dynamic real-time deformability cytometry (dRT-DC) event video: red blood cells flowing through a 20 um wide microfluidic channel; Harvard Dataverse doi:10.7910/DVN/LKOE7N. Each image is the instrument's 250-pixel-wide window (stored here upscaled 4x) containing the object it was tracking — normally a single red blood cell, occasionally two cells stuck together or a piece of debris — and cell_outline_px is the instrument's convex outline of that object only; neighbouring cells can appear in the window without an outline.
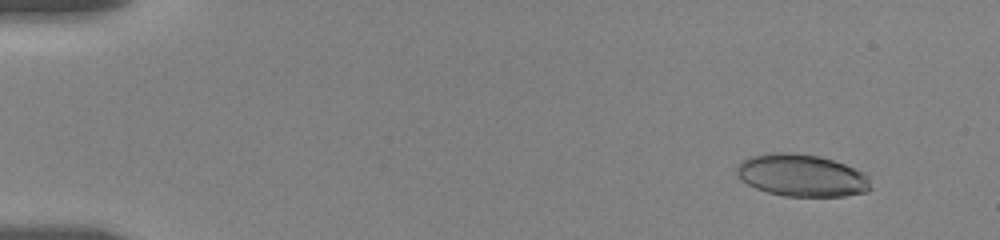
{"species": "human", "species_latin": "Homo sapiens", "temperature_condition": "room temperature", "stored_images_in_passage": 15, "camera_frame_rate_fps": 3000, "um_per_image_px": 0.085, "donor": {"sex": "female"}, "frame": {"image": 1, "passage_image": 4, "time_ms": 1.333, "image_size_px": [1000, 240], "cell_outline_px": [[872, 188], [868, 192], [844, 196], [784, 196], [768, 192], [756, 188], [748, 184], [736, 172], [736, 168], [744, 160], [752, 156], [768, 152], [792, 152], [820, 156], [844, 164], [864, 172], [868, 176]], "centroid_in_image_um": [68.19, 14.91], "position_along_channel_um": 16.8, "area_um2": 32.95}}
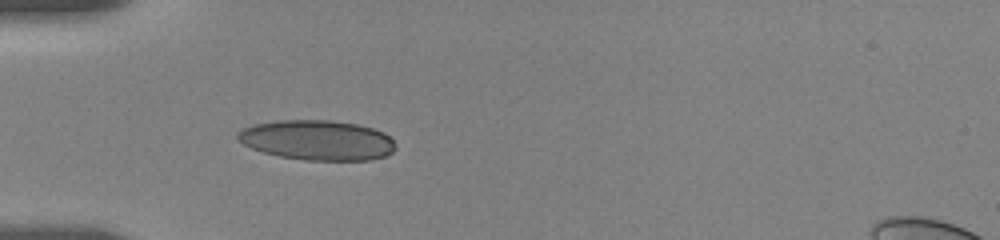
{"frame": {"image": 2, "passage_image": 12, "time_ms": 5.667, "image_size_px": [1000, 240], "cell_outline_px": [[396, 148], [392, 152], [384, 156], [372, 160], [304, 160], [280, 156], [264, 152], [252, 148], [244, 144], [236, 136], [236, 132], [252, 124], [276, 120], [328, 120], [356, 124], [372, 128], [384, 132], [396, 144]], "centroid_in_image_um": [26.97, 11.91], "position_along_channel_um": 58.0, "area_um2": 36.76}}
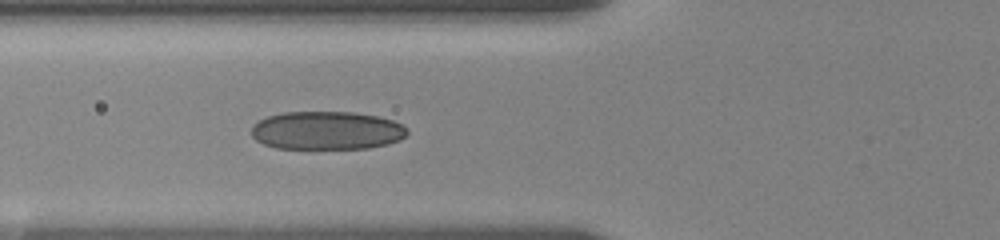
{"frame": {"image": 3, "passage_image": 15, "time_ms": 7.0, "image_size_px": [1000, 240], "cell_outline_px": [[408, 132], [400, 140], [388, 144], [368, 148], [276, 148], [264, 144], [256, 140], [252, 136], [252, 124], [256, 120], [268, 116], [284, 112], [356, 112], [376, 116], [392, 120], [408, 128]], "centroid_in_image_um": [27.76, 11.08], "position_along_channel_um": 98.0, "area_um2": 34.85}}